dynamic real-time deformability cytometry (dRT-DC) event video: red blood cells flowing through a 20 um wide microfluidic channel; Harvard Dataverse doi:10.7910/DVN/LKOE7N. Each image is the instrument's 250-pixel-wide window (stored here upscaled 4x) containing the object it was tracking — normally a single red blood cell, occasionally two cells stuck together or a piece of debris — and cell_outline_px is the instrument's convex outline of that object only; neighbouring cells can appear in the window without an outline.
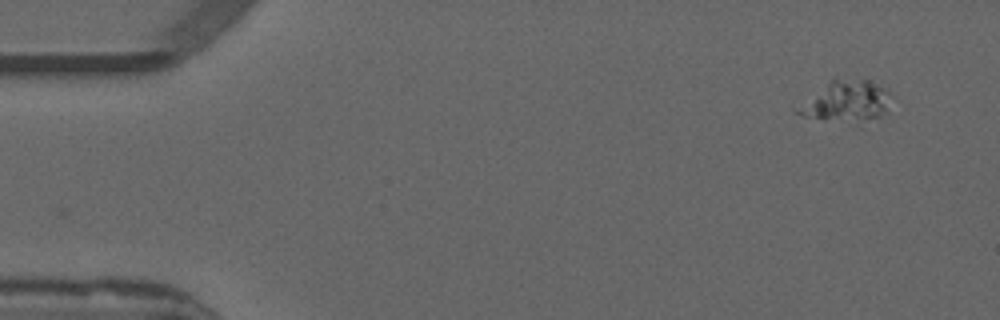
{"species": "common noctule bat (a hibernating species)", "species_latin": "Nyctalus noctula", "temperature_condition": "warm", "stored_images_in_passage": 13, "camera_frame_rate_fps": 3000, "um_per_image_px": 0.085, "animal": {"sex": "male", "forearm_length_mm": 52.5}, "frame": {"image": 1, "passage_image": 1, "time_ms": 0.0, "image_size_px": [1000, 320], "cell_outline_px": [[888, 112], [860, 128], [804, 116], [792, 112], [792, 108], [832, 76], [836, 76], [868, 80], [888, 88]], "centroid_in_image_um": [71.87, 8.66], "position_along_channel_um": 13.1, "area_um2": 24.57}}
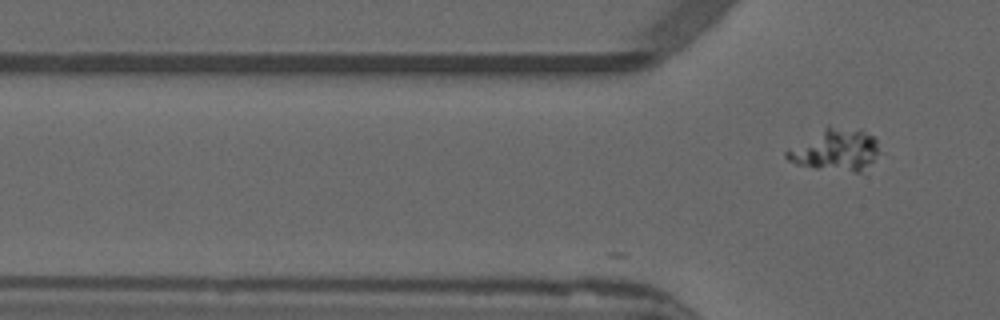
{"frame": {"image": 2, "passage_image": 13, "time_ms": 4.0, "image_size_px": [1000, 320], "cell_outline_px": [[876, 152], [872, 160], [860, 172], [852, 172], [816, 168], [796, 164], [788, 160], [784, 156], [784, 152], [788, 148], [828, 124], [860, 128], [872, 136], [876, 140]], "centroid_in_image_um": [70.93, 12.69], "position_along_channel_um": 54.9, "area_um2": 22.77}}